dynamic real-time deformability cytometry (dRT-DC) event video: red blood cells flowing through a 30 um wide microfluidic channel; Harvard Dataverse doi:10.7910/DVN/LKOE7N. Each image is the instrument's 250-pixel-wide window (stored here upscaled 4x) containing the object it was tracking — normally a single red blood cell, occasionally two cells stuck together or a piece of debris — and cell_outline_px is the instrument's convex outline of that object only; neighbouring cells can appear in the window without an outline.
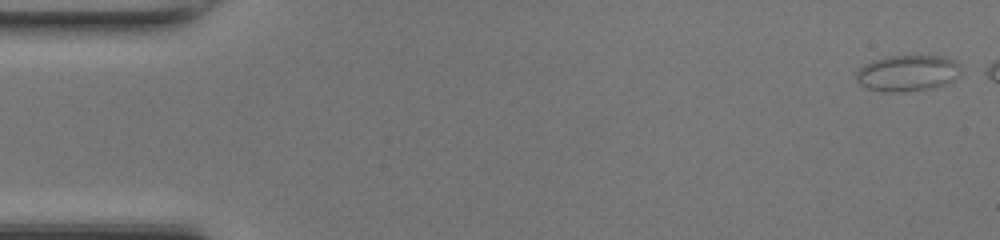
{"species": "common noctule bat (a hibernating species)", "species_latin": "Nyctalus noctula", "temperature_condition": "room temperature", "stored_images_in_passage": 39, "camera_frame_rate_fps": 3000, "um_per_image_px": 0.085, "animal": {"sex": "female", "body_mass_g": 17.0, "forearm_length_mm": 48.0}, "frame": {"image": 1, "passage_image": 1, "time_ms": 0.0, "image_size_px": [1000, 240], "cell_outline_px": [[960, 72], [952, 80], [944, 84], [932, 88], [904, 92], [884, 92], [868, 88], [860, 84], [856, 80], [856, 72], [864, 64], [872, 60], [884, 56], [944, 56], [956, 60], [960, 64]], "centroid_in_image_um": [77.12, 6.21], "position_along_channel_um": 7.9, "area_um2": 22.2}}
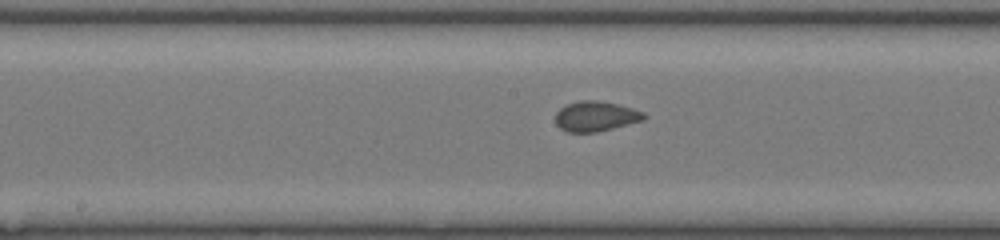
{"frame": {"image": 2, "passage_image": 24, "time_ms": 7.667, "image_size_px": [1000, 240], "cell_outline_px": [[648, 116], [644, 120], [596, 132], [568, 132], [560, 128], [556, 124], [556, 112], [564, 104], [580, 100], [600, 100], [632, 108], [644, 112]], "centroid_in_image_um": [50.63, 9.87], "position_along_channel_um": 197.6, "area_um2": 15.61}}
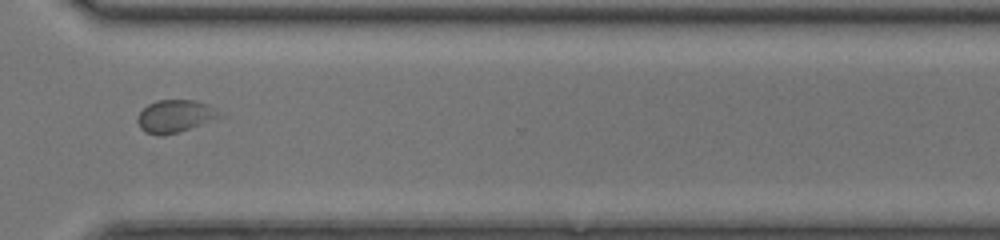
{"frame": {"image": 3, "passage_image": 35, "time_ms": 11.333, "image_size_px": [1000, 240], "cell_outline_px": [[224, 116], [180, 132], [160, 136], [156, 136], [144, 132], [140, 128], [136, 120], [140, 112], [148, 104], [156, 100], [196, 100], [208, 104]], "centroid_in_image_um": [14.86, 9.89], "position_along_channel_um": 355.7, "area_um2": 15.72}}